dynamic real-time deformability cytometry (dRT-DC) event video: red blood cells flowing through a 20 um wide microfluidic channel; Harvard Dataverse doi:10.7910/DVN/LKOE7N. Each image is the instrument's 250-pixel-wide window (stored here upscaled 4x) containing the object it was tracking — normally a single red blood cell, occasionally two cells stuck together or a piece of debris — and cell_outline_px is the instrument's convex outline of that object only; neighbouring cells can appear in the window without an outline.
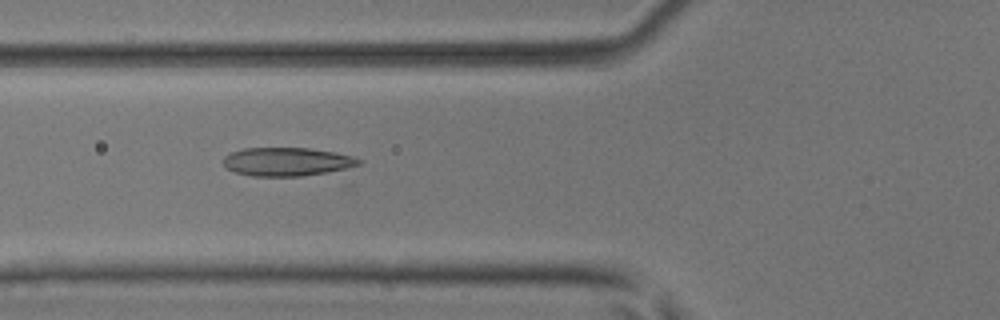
{"species": "common noctule bat (a hibernating species)", "species_latin": "Nyctalus noctula", "temperature_condition": "room temperature", "stored_images_in_passage": 8, "camera_frame_rate_fps": 3000, "um_per_image_px": 0.085, "animal": {"sex": "male", "body_mass_g": 17.9, "forearm_length_mm": 54.2}, "frame": {"image": 1, "passage_image": 6, "time_ms": 1.667, "image_size_px": [1000, 320], "cell_outline_px": [[364, 164], [344, 172], [300, 176], [252, 176], [236, 172], [228, 168], [224, 164], [224, 156], [232, 152], [244, 148], [308, 148], [332, 152], [352, 156], [364, 160]], "centroid_in_image_um": [24.56, 13.77], "position_along_channel_um": 101.2, "area_um2": 23.06}}
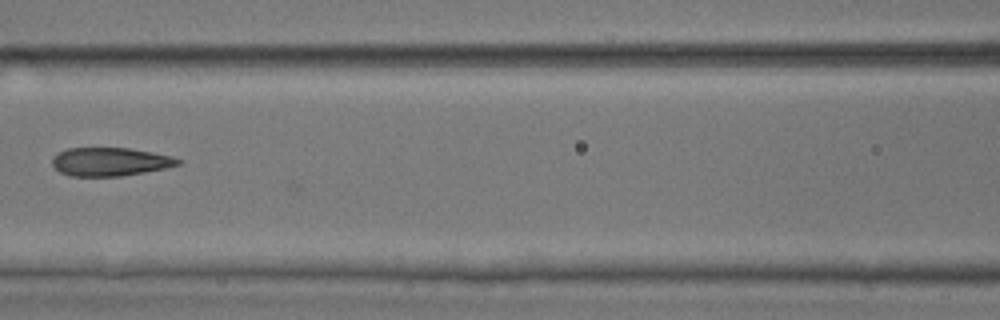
{"frame": {"image": 2, "passage_image": 7, "time_ms": 2.0, "image_size_px": [1000, 320], "cell_outline_px": [[184, 160], [180, 164], [164, 168], [144, 172], [120, 176], [72, 176], [60, 172], [52, 164], [52, 156], [68, 148], [128, 148], [152, 152], [172, 156]], "centroid_in_image_um": [9.37, 13.74], "position_along_channel_um": 157.2, "area_um2": 20.75}}
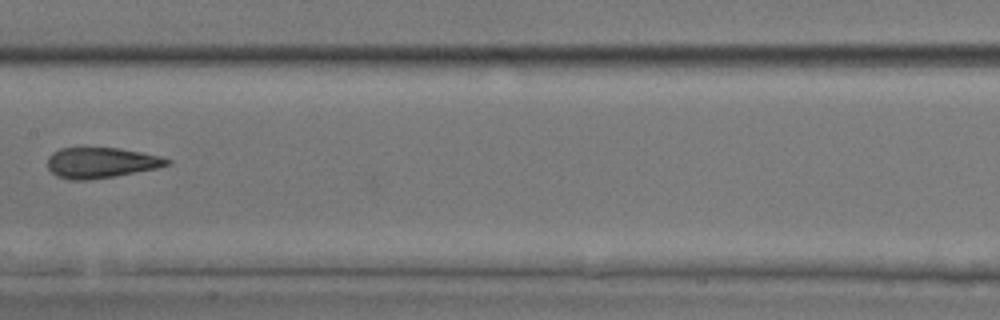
{"frame": {"image": 3, "passage_image": 8, "time_ms": 2.333, "image_size_px": [1000, 320], "cell_outline_px": [[172, 164], [156, 168], [116, 176], [88, 180], [68, 180], [56, 176], [48, 168], [48, 156], [52, 152], [60, 148], [120, 148], [160, 156], [172, 160]], "centroid_in_image_um": [8.58, 13.83], "position_along_channel_um": 198.8, "area_um2": 21.39}}